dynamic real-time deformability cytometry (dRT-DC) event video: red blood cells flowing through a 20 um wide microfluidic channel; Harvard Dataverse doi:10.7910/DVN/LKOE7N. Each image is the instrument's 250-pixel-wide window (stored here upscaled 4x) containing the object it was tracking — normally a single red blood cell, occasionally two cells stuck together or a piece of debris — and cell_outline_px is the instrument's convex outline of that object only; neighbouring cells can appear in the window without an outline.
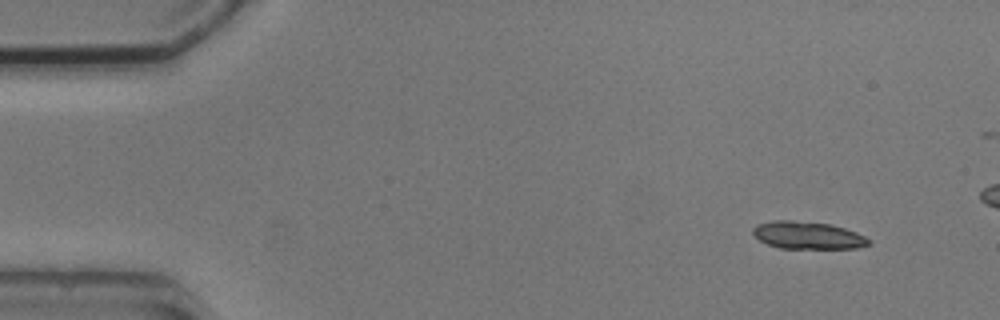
{"species": "common noctule bat (a hibernating species)", "species_latin": "Nyctalus noctula", "temperature_condition": "cold", "stored_images_in_passage": 4, "camera_frame_rate_fps": 3000, "um_per_image_px": 0.085, "animal": {"sex": "male", "body_mass_g": 20.5, "forearm_length_mm": 52.5}, "frame": {"image": 1, "passage_image": 1, "time_ms": 0.0, "image_size_px": [1000, 320], "cell_outline_px": [[872, 244], [856, 248], [780, 248], [768, 244], [760, 240], [752, 232], [752, 228], [756, 224], [772, 220], [792, 220], [832, 224], [856, 232], [872, 240]], "centroid_in_image_um": [68.67, 19.99], "position_along_channel_um": 16.3, "area_um2": 18.61}}